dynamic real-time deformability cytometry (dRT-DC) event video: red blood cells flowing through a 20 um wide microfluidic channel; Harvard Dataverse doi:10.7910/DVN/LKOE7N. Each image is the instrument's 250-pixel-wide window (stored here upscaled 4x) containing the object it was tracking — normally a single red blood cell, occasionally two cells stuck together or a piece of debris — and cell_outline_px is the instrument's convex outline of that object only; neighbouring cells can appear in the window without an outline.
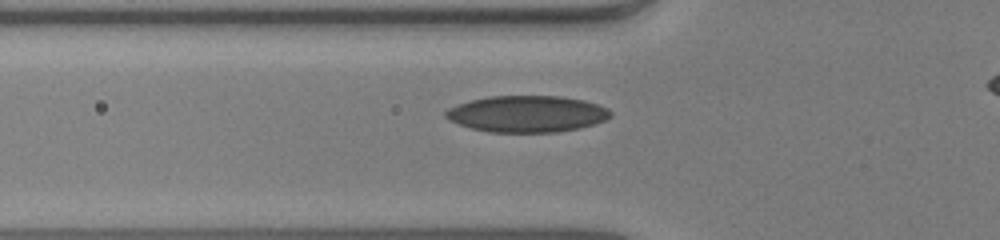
{"species": "human", "species_latin": "Homo sapiens", "temperature_condition": "warm", "stored_images_in_passage": 32, "camera_frame_rate_fps": 3000, "um_per_image_px": 0.085, "donor": {"sex": "male"}, "frame": {"image": 1, "passage_image": 4, "time_ms": 1.0, "image_size_px": [1000, 240], "cell_outline_px": [[612, 116], [604, 120], [592, 124], [576, 128], [552, 132], [488, 132], [472, 128], [448, 120], [444, 116], [444, 112], [448, 108], [472, 100], [488, 96], [560, 96], [584, 100], [608, 108], [612, 112]], "centroid_in_image_um": [44.78, 9.67], "position_along_channel_um": 81.0, "area_um2": 34.8}}
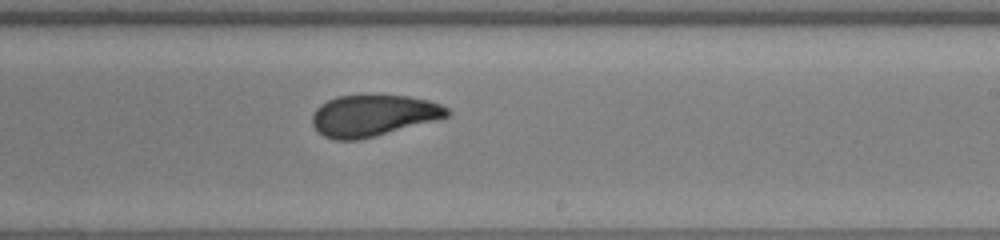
{"frame": {"image": 2, "passage_image": 17, "time_ms": 5.333, "image_size_px": [1000, 240], "cell_outline_px": [[452, 112], [448, 116], [372, 136], [356, 140], [336, 140], [324, 136], [312, 124], [312, 116], [316, 108], [320, 104], [336, 96], [408, 96], [428, 100], [440, 104], [448, 108]], "centroid_in_image_um": [31.69, 9.81], "position_along_channel_um": 257.3, "area_um2": 31.79}}
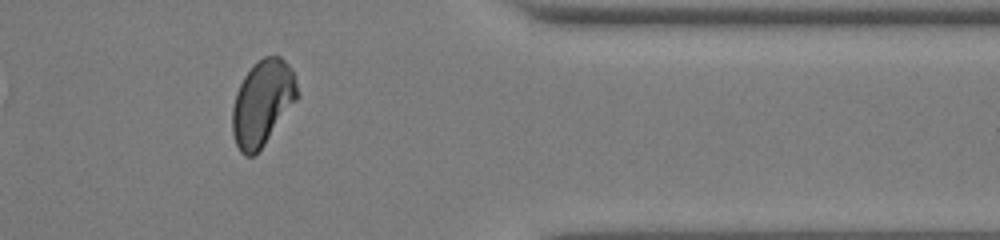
{"frame": {"image": 3, "passage_image": 28, "time_ms": 9.0, "image_size_px": [1000, 240], "cell_outline_px": [[300, 96], [264, 144], [252, 156], [244, 156], [240, 152], [236, 144], [232, 132], [232, 108], [236, 92], [244, 76], [264, 56], [280, 56], [292, 68]], "centroid_in_image_um": [22.32, 8.75], "position_along_channel_um": 389.1, "area_um2": 32.08}, "authors_computed_cell_mechanics": {"area_um2": 33.4084, "velocity_mm_per_s": 4.0567, "shape_relaxation_time_tau1_ms": null, "shape_relaxation_time_tau2_ms": 1.2708, "deformation_change_tau1": null, "deformation_change_tau2": 0.0716}}